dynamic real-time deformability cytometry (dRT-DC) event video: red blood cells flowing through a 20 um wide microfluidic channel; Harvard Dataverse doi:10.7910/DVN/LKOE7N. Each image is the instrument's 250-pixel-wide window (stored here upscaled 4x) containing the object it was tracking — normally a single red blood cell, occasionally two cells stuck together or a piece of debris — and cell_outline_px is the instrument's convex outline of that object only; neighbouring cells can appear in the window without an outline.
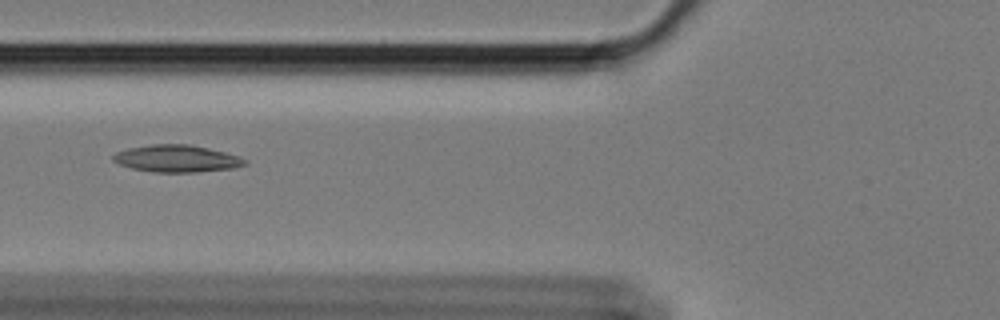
{"species": "Egyptian fruit bat (a non-hibernating species)", "species_latin": "Rousettus aegyptiacus", "temperature_condition": "cold", "stored_images_in_passage": 59, "camera_frame_rate_fps": 3000, "um_per_image_px": 0.085, "animal": {"sex": "female"}, "frame": {"image": 1, "passage_image": 23, "time_ms": 7.333, "image_size_px": [1000, 320], "cell_outline_px": [[248, 164], [236, 168], [196, 172], [152, 172], [132, 168], [120, 164], [112, 160], [112, 156], [116, 152], [128, 148], [152, 144], [192, 144], [240, 156], [248, 160]], "centroid_in_image_um": [15.06, 13.48], "position_along_channel_um": 110.7, "area_um2": 20.98}}
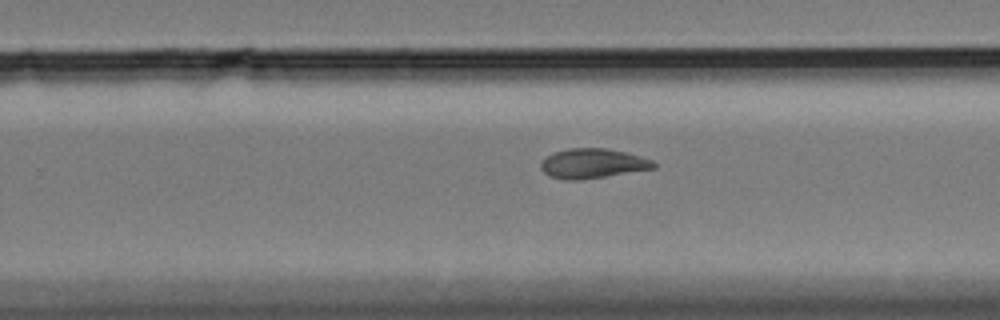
{"frame": {"image": 2, "passage_image": 38, "time_ms": 12.333, "image_size_px": [1000, 320], "cell_outline_px": [[656, 168], [580, 180], [564, 180], [548, 176], [540, 168], [540, 164], [548, 156], [556, 152], [568, 148], [608, 148], [640, 156], [652, 160], [656, 164]], "centroid_in_image_um": [50.37, 13.9], "position_along_channel_um": 279.4, "area_um2": 19.42}}
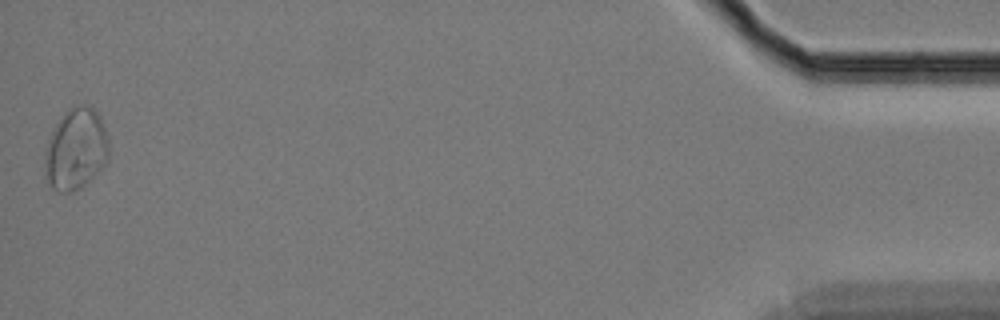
{"frame": {"image": 3, "passage_image": 59, "time_ms": 19.333, "image_size_px": [1000, 320], "cell_outline_px": [[108, 156], [104, 164], [80, 188], [72, 192], [60, 192], [52, 188], [44, 172], [44, 152], [52, 128], [64, 112], [72, 104], [88, 104], [100, 116], [108, 136]], "centroid_in_image_um": [6.41, 12.62], "position_along_channel_um": 428.8, "area_um2": 30.58}}